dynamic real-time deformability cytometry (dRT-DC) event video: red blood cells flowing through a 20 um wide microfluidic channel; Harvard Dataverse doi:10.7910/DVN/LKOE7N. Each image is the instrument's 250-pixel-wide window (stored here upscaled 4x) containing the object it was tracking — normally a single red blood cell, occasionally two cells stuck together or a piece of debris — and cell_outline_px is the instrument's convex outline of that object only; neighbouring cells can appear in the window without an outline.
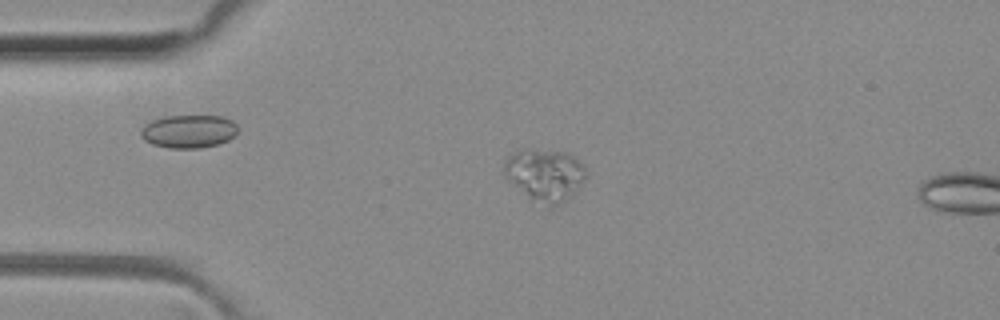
{"species": "common noctule bat (a hibernating species)", "species_latin": "Nyctalus noctula", "temperature_condition": "room temperature", "stored_images_in_passage": 11, "camera_frame_rate_fps": 3000, "um_per_image_px": 0.085, "animal": {"sex": "female", "body_mass_g": 29.2, "forearm_length_mm": 56.3}, "frame": {"image": 1, "passage_image": 8, "time_ms": 2.333, "image_size_px": [1000, 320], "cell_outline_px": [[588, 176], [564, 200], [548, 208], [528, 200], [504, 176], [504, 160], [512, 152], [520, 148], [528, 148], [564, 152], [572, 156], [584, 164]], "centroid_in_image_um": [46.25, 14.85], "position_along_channel_um": 38.8, "area_um2": 25.32}}